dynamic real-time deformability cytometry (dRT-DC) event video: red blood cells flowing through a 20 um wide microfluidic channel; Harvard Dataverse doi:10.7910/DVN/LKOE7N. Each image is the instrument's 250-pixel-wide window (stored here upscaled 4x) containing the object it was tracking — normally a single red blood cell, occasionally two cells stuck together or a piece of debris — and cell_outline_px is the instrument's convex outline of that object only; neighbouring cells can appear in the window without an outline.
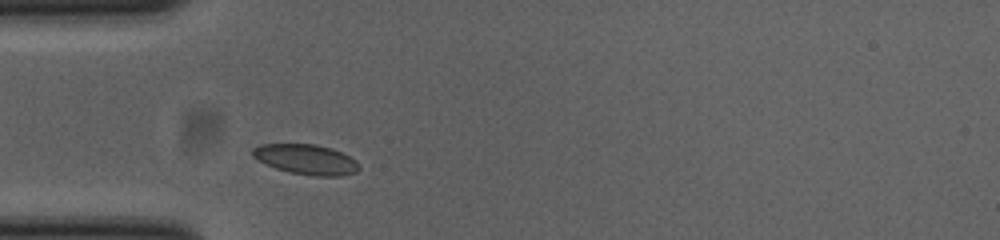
{"species": "common noctule bat (a hibernating species)", "species_latin": "Nyctalus noctula", "temperature_condition": "cold", "stored_images_in_passage": 29, "camera_frame_rate_fps": 3000, "um_per_image_px": 0.085, "animal": {"sex": "female", "body_mass_g": 23.0, "forearm_length_mm": 53.4}, "frame": {"image": 1, "passage_image": 1, "time_ms": 0.0, "image_size_px": [1000, 240], "cell_outline_px": [[360, 168], [356, 172], [340, 176], [312, 176], [288, 172], [276, 168], [256, 160], [252, 156], [252, 148], [260, 144], [316, 144], [332, 148], [356, 160]], "centroid_in_image_um": [25.99, 13.55], "position_along_channel_um": 59.0, "area_um2": 18.79}}
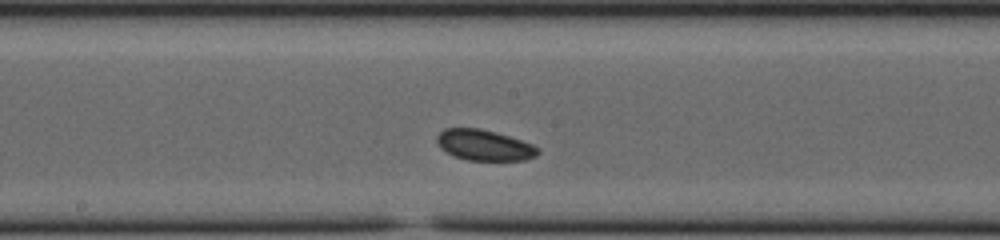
{"frame": {"image": 2, "passage_image": 13, "time_ms": 4.0, "image_size_px": [1000, 240], "cell_outline_px": [[540, 152], [536, 156], [524, 160], [468, 160], [452, 156], [440, 148], [436, 140], [436, 136], [444, 128], [480, 128], [496, 132], [532, 144], [540, 148]], "centroid_in_image_um": [41.14, 12.34], "position_along_channel_um": 207.1, "area_um2": 18.21}}
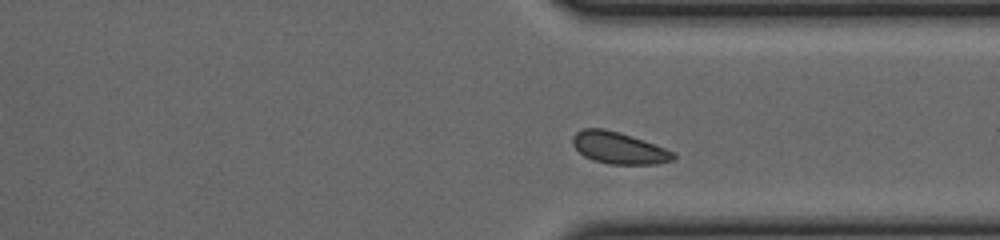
{"frame": {"image": 3, "passage_image": 25, "time_ms": 8.0, "image_size_px": [1000, 240], "cell_outline_px": [[676, 156], [672, 160], [656, 164], [608, 164], [592, 160], [584, 156], [572, 144], [572, 136], [580, 128], [604, 128], [620, 132], [644, 140], [676, 152]], "centroid_in_image_um": [52.59, 12.56], "position_along_channel_um": 358.8, "area_um2": 18.84}}